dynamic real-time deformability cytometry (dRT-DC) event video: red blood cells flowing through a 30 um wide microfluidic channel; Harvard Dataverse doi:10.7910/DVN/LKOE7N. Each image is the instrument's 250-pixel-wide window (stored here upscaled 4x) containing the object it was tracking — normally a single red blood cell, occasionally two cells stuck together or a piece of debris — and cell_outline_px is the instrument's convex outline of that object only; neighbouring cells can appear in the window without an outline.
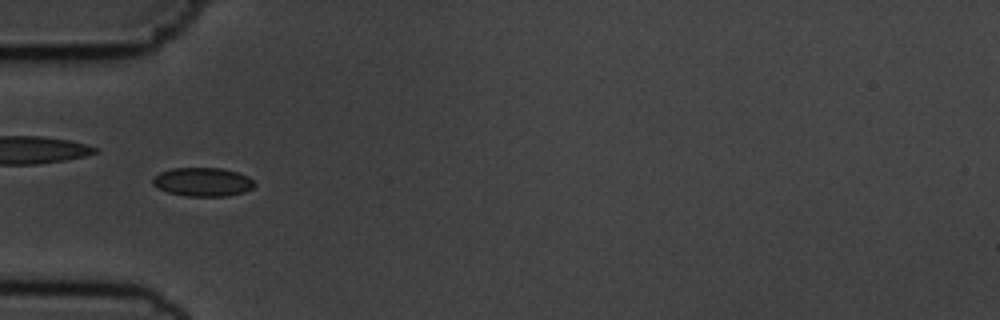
{"species": "common noctule bat (a hibernating species)", "species_latin": "Nyctalus noctula", "temperature_condition": "cold", "stored_images_in_passage": 14, "camera_frame_rate_fps": 3000, "um_per_image_px": 0.085, "animal": {"sex": "male", "body_mass_g": 19.5, "forearm_length_mm": 54.6}, "frame": {"image": 1, "passage_image": 4, "time_ms": 4.333, "image_size_px": [1000, 320], "cell_outline_px": [[256, 184], [252, 188], [244, 192], [228, 196], [184, 196], [168, 192], [156, 188], [152, 184], [152, 176], [160, 172], [172, 168], [224, 168], [248, 176]], "centroid_in_image_um": [17.2, 15.46], "position_along_channel_um": 67.8, "area_um2": 17.22}}
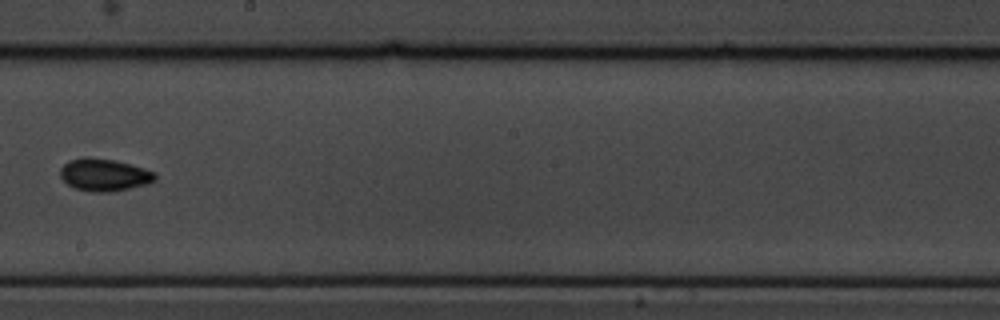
{"frame": {"image": 2, "passage_image": 8, "time_ms": 9.0, "image_size_px": [1000, 320], "cell_outline_px": [[156, 180], [148, 184], [112, 192], [92, 192], [76, 188], [68, 184], [60, 176], [60, 168], [68, 160], [112, 160], [144, 168], [156, 172]], "centroid_in_image_um": [8.91, 14.91], "position_along_channel_um": 239.3, "area_um2": 17.28}}
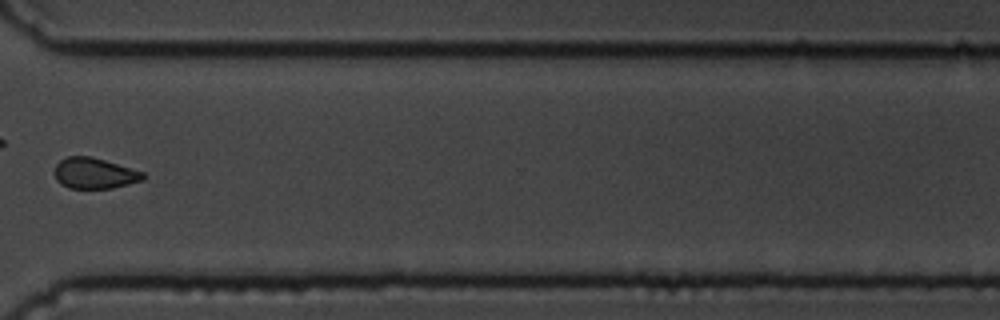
{"frame": {"image": 3, "passage_image": 11, "time_ms": 12.333, "image_size_px": [1000, 320], "cell_outline_px": [[144, 180], [112, 188], [68, 188], [60, 184], [56, 180], [52, 172], [56, 164], [60, 160], [68, 156], [88, 156], [104, 160], [144, 172]], "centroid_in_image_um": [7.97, 14.73], "position_along_channel_um": 362.6, "area_um2": 15.95}, "authors_computed_cell_mechanics": {"area_um2": 16.9643, "velocity_mm_per_s": 3.6952, "shape_relaxation_time_tau1_ms": 1.2029, "shape_relaxation_time_tau2_ms": null, "deformation_change_tau1": 0.0488, "deformation_change_tau2": null}}